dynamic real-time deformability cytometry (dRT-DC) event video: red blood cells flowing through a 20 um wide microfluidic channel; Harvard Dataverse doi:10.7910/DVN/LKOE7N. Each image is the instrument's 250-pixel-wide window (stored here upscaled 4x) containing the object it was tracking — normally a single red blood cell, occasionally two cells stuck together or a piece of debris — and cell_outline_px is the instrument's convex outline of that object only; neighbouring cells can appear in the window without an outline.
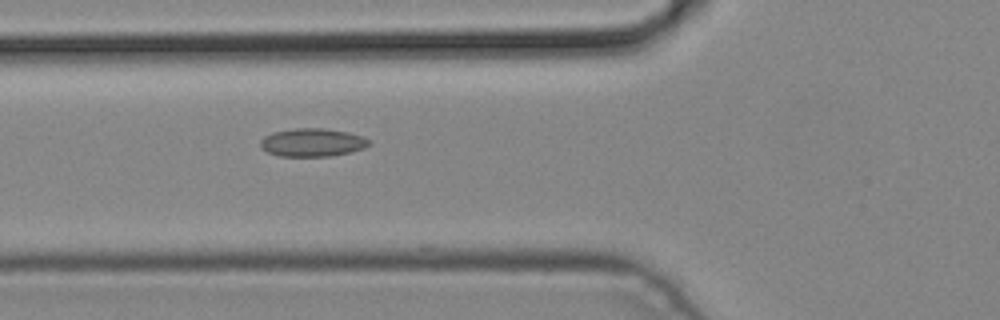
{"species": "common noctule bat (a hibernating species)", "species_latin": "Nyctalus noctula", "temperature_condition": "cold", "stored_images_in_passage": 5, "camera_frame_rate_fps": 3000, "um_per_image_px": 0.085, "animal": {"sex": "male", "body_mass_g": 19.2, "forearm_length_mm": 51.8}, "frame": {"image": 1, "passage_image": 5, "time_ms": 1.333, "image_size_px": [1000, 320], "cell_outline_px": [[372, 144], [364, 148], [348, 152], [328, 156], [280, 156], [268, 152], [260, 148], [260, 140], [264, 136], [272, 132], [292, 128], [324, 128], [348, 132], [364, 136], [372, 140]], "centroid_in_image_um": [26.56, 12.09], "position_along_channel_um": 99.2, "area_um2": 18.03}}